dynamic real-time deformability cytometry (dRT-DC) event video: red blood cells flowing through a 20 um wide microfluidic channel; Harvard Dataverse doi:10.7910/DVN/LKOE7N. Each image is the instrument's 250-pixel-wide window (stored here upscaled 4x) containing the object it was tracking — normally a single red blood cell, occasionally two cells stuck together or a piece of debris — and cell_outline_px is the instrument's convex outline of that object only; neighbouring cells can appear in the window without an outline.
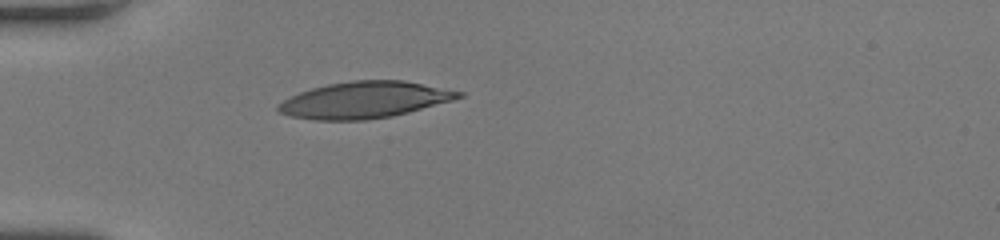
{"species": "human", "species_latin": "Homo sapiens", "temperature_condition": "room temperature", "stored_images_in_passage": 40, "camera_frame_rate_fps": 3000, "um_per_image_px": 0.085, "donor": {"sex": "female"}, "frame": {"image": 1, "passage_image": 1, "time_ms": 0.0, "image_size_px": [1000, 240], "cell_outline_px": [[464, 96], [452, 100], [408, 112], [392, 116], [364, 120], [312, 120], [288, 116], [276, 112], [276, 104], [288, 96], [312, 88], [328, 84], [352, 80], [404, 80], [464, 92]], "centroid_in_image_um": [30.9, 8.5], "position_along_channel_um": 54.1, "area_um2": 38.55}}
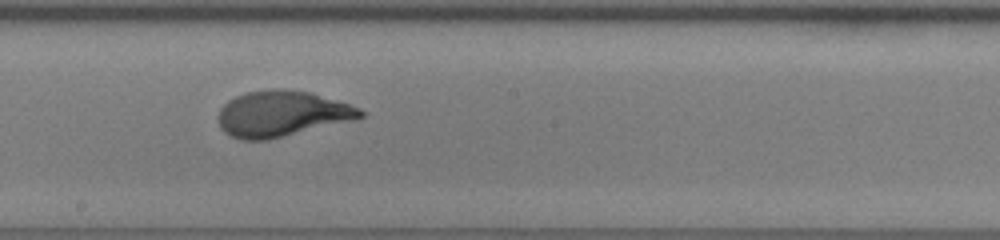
{"frame": {"image": 2, "passage_image": 16, "time_ms": 5.0, "image_size_px": [1000, 240], "cell_outline_px": [[364, 116], [356, 120], [268, 140], [240, 140], [224, 132], [220, 128], [216, 116], [220, 108], [228, 100], [236, 96], [248, 92], [272, 88], [284, 88], [312, 92], [360, 108], [364, 112]], "centroid_in_image_um": [23.94, 9.67], "position_along_channel_um": 224.3, "area_um2": 38.44}}
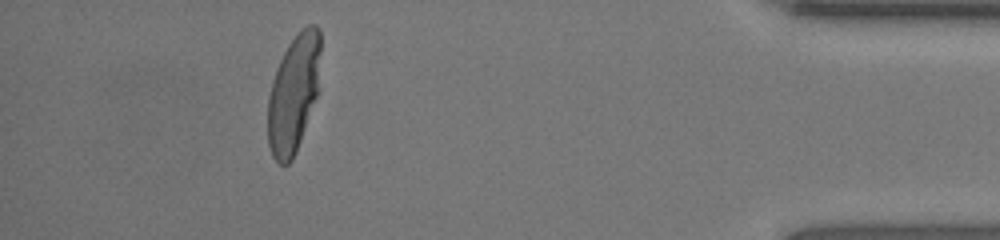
{"frame": {"image": 3, "passage_image": 35, "time_ms": 11.333, "image_size_px": [1000, 240], "cell_outline_px": [[320, 52], [316, 96], [296, 152], [292, 160], [288, 164], [280, 164], [272, 156], [268, 144], [268, 96], [272, 80], [276, 68], [288, 44], [296, 32], [308, 24], [316, 24], [320, 28]], "centroid_in_image_um": [24.93, 7.91], "position_along_channel_um": 410.3, "area_um2": 36.01}, "authors_computed_cell_mechanics": {"area_um2": 37.859, "velocity_mm_per_s": 3.703, "shape_relaxation_time_tau1_ms": 4.4186, "shape_relaxation_time_tau2_ms": null, "deformation_change_tau1": 0.2471, "deformation_change_tau2": null}}